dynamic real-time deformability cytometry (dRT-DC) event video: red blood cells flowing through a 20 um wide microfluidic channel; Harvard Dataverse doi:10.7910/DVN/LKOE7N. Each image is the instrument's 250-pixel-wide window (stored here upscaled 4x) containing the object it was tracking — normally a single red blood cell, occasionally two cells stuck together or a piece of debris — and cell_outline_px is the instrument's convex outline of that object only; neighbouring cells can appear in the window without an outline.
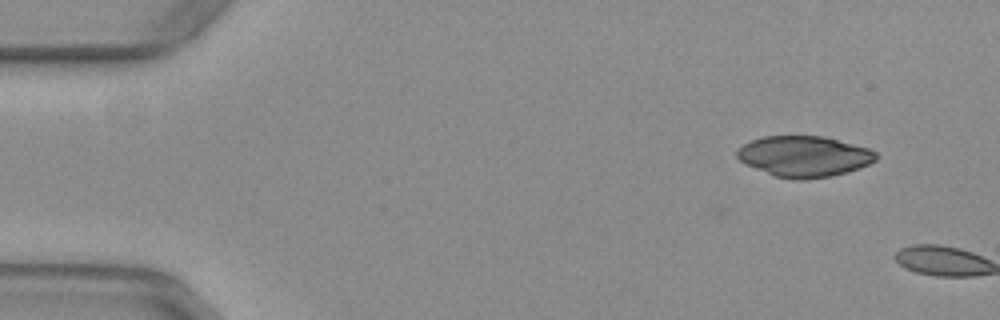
{"species": "common noctule bat (a hibernating species)", "species_latin": "Nyctalus noctula", "temperature_condition": "warm", "stored_images_in_passage": 7, "camera_frame_rate_fps": 3000, "um_per_image_px": 0.085, "animal": {"sex": "female", "body_mass_g": 29.2, "forearm_length_mm": 56.3}, "frame": {"image": 1, "passage_image": 7, "time_ms": 2.0, "image_size_px": [1000, 320], "cell_outline_px": [[876, 160], [860, 168], [848, 172], [832, 176], [804, 180], [796, 180], [776, 176], [744, 164], [736, 156], [736, 152], [744, 144], [752, 140], [764, 136], [824, 136], [868, 148], [876, 152]], "centroid_in_image_um": [68.35, 13.3], "position_along_channel_um": 16.6, "area_um2": 33.0}}